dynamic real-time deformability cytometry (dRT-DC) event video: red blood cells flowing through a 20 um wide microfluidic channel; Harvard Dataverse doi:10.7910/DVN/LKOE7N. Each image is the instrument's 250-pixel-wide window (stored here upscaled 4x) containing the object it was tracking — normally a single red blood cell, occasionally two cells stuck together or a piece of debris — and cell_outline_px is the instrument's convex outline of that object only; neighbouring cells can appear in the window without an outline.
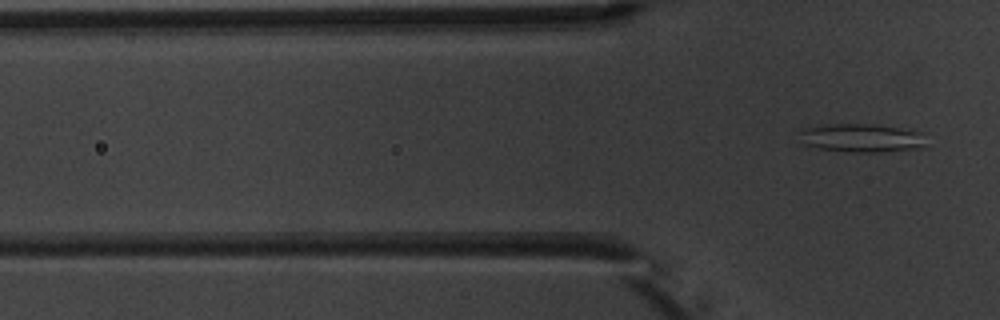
{"species": "common noctule bat (a hibernating species)", "species_latin": "Nyctalus noctula", "temperature_condition": "warm", "stored_images_in_passage": 5, "camera_frame_rate_fps": 3000, "um_per_image_px": 0.085, "animal": {"sex": "male", "body_mass_g": 20.1, "forearm_length_mm": 53.5}, "frame": {"image": 1, "passage_image": 5, "time_ms": 5.667, "image_size_px": [1000, 320], "cell_outline_px": [[924, 148], [880, 152], [852, 152], [820, 148], [804, 144], [800, 132], [804, 128], [832, 124], [876, 124], [924, 132]], "centroid_in_image_um": [73.31, 11.72], "position_along_channel_um": 52.5, "area_um2": 20.92}}